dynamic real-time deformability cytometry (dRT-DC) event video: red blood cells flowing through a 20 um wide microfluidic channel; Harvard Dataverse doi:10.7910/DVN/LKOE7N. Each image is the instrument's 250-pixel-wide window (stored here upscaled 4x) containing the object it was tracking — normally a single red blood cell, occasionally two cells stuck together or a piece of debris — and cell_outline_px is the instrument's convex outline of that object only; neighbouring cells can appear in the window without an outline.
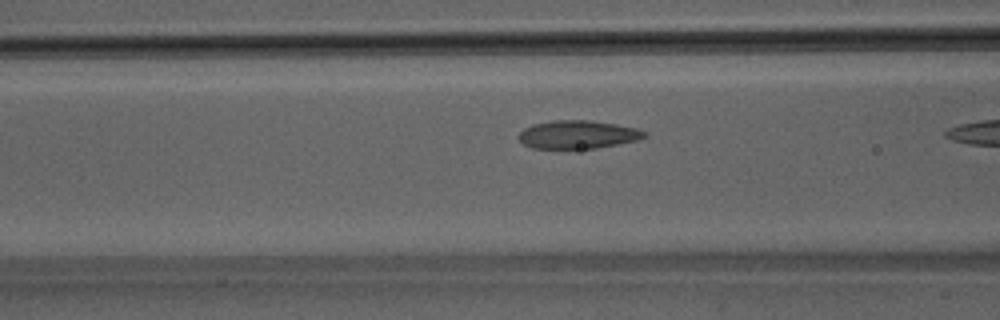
{"species": "Egyptian fruit bat (a non-hibernating species)", "species_latin": "Rousettus aegyptiacus", "temperature_condition": "room temperature", "stored_images_in_passage": 8, "camera_frame_rate_fps": 3000, "um_per_image_px": 0.085, "animal": {"sex": "male"}, "frame": {"image": 1, "passage_image": 7, "time_ms": 2.0, "image_size_px": [1000, 320], "cell_outline_px": [[648, 136], [636, 140], [596, 148], [532, 148], [524, 144], [516, 136], [524, 128], [532, 124], [552, 120], [588, 120], [616, 124], [636, 128], [648, 132]], "centroid_in_image_um": [49.1, 11.42], "position_along_channel_um": 117.5, "area_um2": 20.63}}